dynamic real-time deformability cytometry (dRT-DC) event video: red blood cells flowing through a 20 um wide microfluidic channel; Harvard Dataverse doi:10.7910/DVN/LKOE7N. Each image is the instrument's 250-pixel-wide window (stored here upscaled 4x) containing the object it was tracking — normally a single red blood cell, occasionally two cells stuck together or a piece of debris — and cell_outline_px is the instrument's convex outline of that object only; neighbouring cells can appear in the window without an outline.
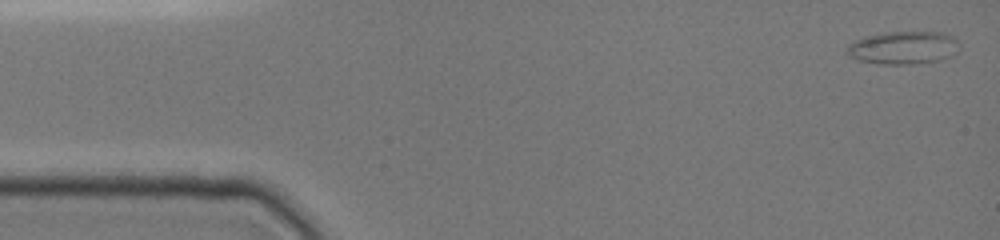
{"species": "common noctule bat (a hibernating species)", "species_latin": "Nyctalus noctula", "temperature_condition": "cold", "stored_images_in_passage": 58, "camera_frame_rate_fps": 3000, "um_per_image_px": 0.085, "animal": {"sex": "female", "body_mass_g": 19.0, "forearm_length_mm": 51.5}, "frame": {"image": 1, "passage_image": 1, "time_ms": 0.0, "image_size_px": [1000, 240], "cell_outline_px": [[960, 44], [956, 52], [952, 56], [940, 60], [912, 64], [880, 64], [856, 60], [848, 56], [844, 52], [848, 44], [864, 36], [888, 32], [944, 32], [956, 36]], "centroid_in_image_um": [76.78, 4.05], "position_along_channel_um": 8.2, "area_um2": 22.02}}
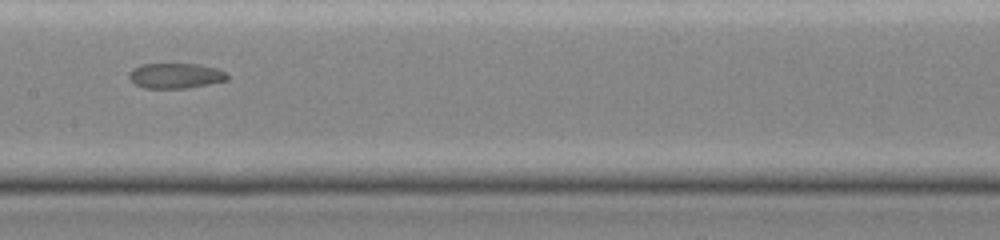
{"frame": {"image": 2, "passage_image": 27, "time_ms": 7.667, "image_size_px": [1000, 240], "cell_outline_px": [[228, 80], [188, 88], [144, 88], [136, 84], [128, 76], [128, 72], [132, 68], [140, 64], [196, 64], [216, 68], [224, 72], [228, 76]], "centroid_in_image_um": [14.89, 6.43], "position_along_channel_um": 192.5, "area_um2": 14.39}}
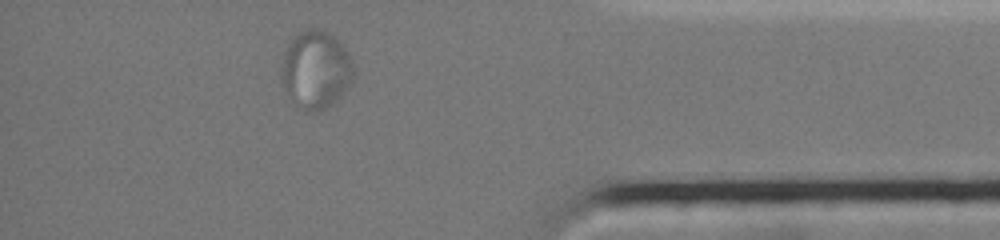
{"frame": {"image": 3, "passage_image": 50, "time_ms": 13.667, "image_size_px": [1000, 240], "cell_outline_px": [[356, 76], [348, 88], [332, 104], [320, 112], [308, 112], [296, 104], [284, 88], [280, 76], [280, 68], [284, 52], [288, 44], [300, 32], [308, 28], [320, 28], [328, 32], [348, 52], [352, 60]], "centroid_in_image_um": [26.86, 5.94], "position_along_channel_um": 408.3, "area_um2": 33.0}}